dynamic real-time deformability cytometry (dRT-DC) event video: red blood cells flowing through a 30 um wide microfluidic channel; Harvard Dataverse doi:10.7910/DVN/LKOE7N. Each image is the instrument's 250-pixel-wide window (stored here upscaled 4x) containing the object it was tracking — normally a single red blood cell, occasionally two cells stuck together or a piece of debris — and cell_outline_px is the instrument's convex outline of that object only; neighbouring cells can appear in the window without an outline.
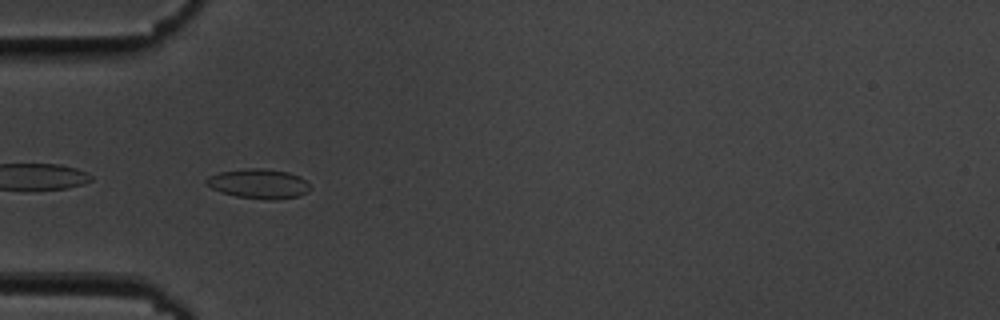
{"species": "common noctule bat (a hibernating species)", "species_latin": "Nyctalus noctula", "temperature_condition": "cold", "stored_images_in_passage": 51, "camera_frame_rate_fps": 3000, "um_per_image_px": 0.085, "animal": {"sex": "male", "body_mass_g": 19.5, "forearm_length_mm": 54.6}, "frame": {"image": 1, "passage_image": 14, "time_ms": 4.333, "image_size_px": [1000, 320], "cell_outline_px": [[312, 188], [308, 192], [300, 196], [276, 200], [272, 200], [236, 196], [220, 192], [212, 188], [204, 180], [208, 176], [220, 172], [244, 168], [264, 168], [288, 172], [300, 176]], "centroid_in_image_um": [22.01, 15.61], "position_along_channel_um": 63.0, "area_um2": 18.03}}
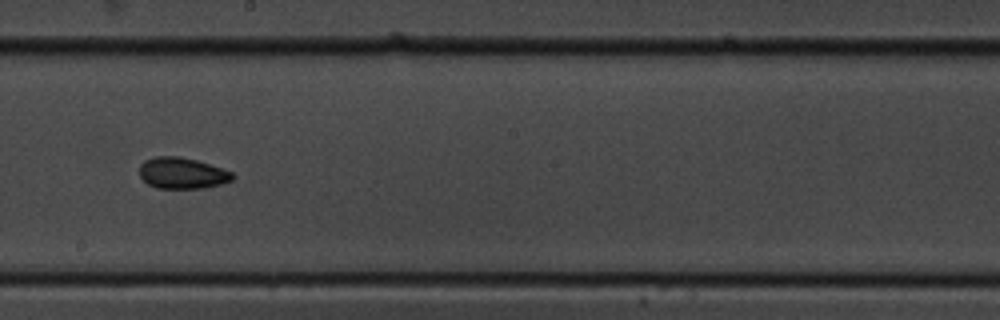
{"frame": {"image": 2, "passage_image": 28, "time_ms": 9.0, "image_size_px": [1000, 320], "cell_outline_px": [[236, 176], [232, 180], [220, 184], [204, 188], [156, 188], [148, 184], [140, 176], [140, 164], [144, 160], [156, 156], [180, 156], [196, 160], [232, 172]], "centroid_in_image_um": [15.47, 14.71], "position_along_channel_um": 232.7, "area_um2": 16.88}}
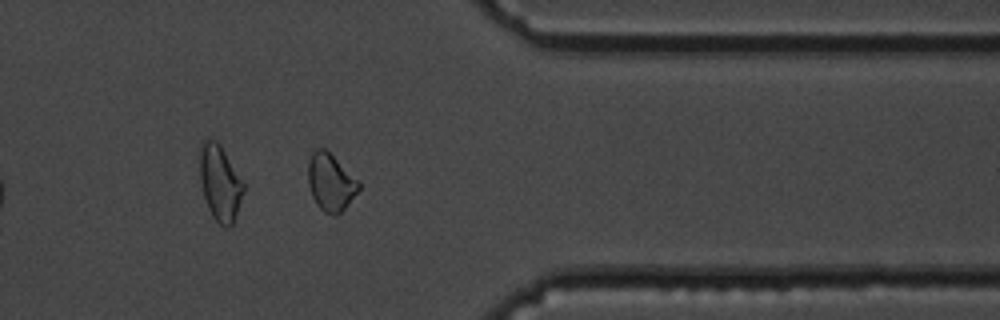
{"frame": {"image": 3, "passage_image": 41, "time_ms": 13.333, "image_size_px": [1000, 320], "cell_outline_px": [[360, 188], [348, 204], [336, 216], [332, 216], [324, 212], [316, 204], [312, 196], [308, 184], [308, 160], [312, 152], [316, 148], [324, 148], [360, 180]], "centroid_in_image_um": [28.1, 15.49], "position_along_channel_um": 383.3, "area_um2": 17.05}, "authors_computed_cell_mechanics": {"area_um2": 17.1666, "velocity_mm_per_s": 3.6852, "shape_relaxation_time_tau1_ms": 7.9942, "shape_relaxation_time_tau2_ms": 3.2928, "deformation_change_tau1": 0.1073, "deformation_change_tau2": 0.0766}}